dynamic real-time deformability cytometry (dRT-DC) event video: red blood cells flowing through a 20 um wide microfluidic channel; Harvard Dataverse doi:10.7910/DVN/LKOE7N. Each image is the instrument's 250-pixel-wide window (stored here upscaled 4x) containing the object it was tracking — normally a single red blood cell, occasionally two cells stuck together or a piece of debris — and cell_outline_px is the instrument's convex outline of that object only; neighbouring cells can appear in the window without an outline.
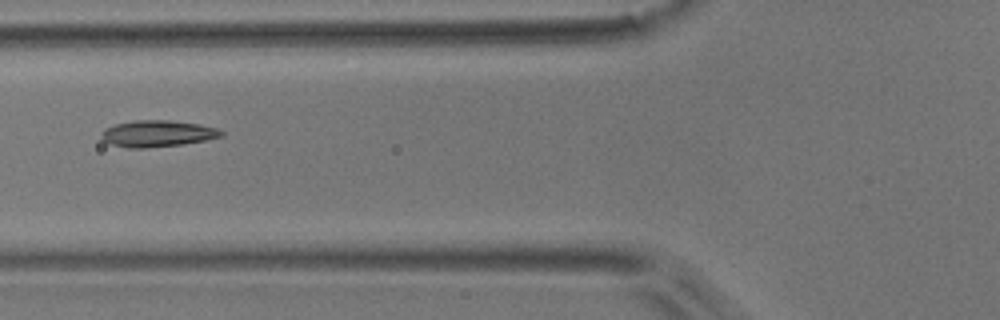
{"species": "common noctule bat (a hibernating species)", "species_latin": "Nyctalus noctula", "temperature_condition": "room temperature", "stored_images_in_passage": 5, "camera_frame_rate_fps": 3000, "um_per_image_px": 0.085, "animal": {"sex": "male", "body_mass_g": 17.9}, "frame": {"image": 1, "passage_image": 5, "time_ms": 5.333, "image_size_px": [1000, 320], "cell_outline_px": [[224, 136], [204, 140], [180, 144], [144, 148], [128, 148], [112, 144], [104, 140], [100, 136], [100, 132], [104, 128], [116, 124], [136, 120], [168, 120], [200, 124], [216, 128], [224, 132]], "centroid_in_image_um": [13.36, 11.35], "position_along_channel_um": 112.4, "area_um2": 18.38}}